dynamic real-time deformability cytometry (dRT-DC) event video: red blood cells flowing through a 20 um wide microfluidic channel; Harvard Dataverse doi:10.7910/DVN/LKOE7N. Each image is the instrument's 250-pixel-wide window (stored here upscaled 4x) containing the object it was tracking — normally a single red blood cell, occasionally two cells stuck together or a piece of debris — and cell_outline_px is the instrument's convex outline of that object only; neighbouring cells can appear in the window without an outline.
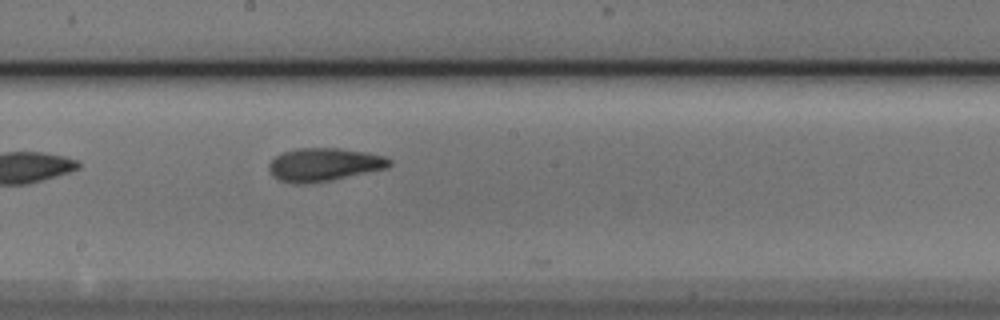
{"species": "Egyptian fruit bat (a non-hibernating species)", "species_latin": "Rousettus aegyptiacus", "temperature_condition": "cold", "stored_images_in_passage": 6, "camera_frame_rate_fps": 3000, "um_per_image_px": 0.085, "animal": {"sex": "male"}, "frame": {"image": 1, "passage_image": 6, "time_ms": 1.667, "image_size_px": [1000, 320], "cell_outline_px": [[392, 164], [388, 168], [332, 180], [304, 184], [296, 184], [280, 180], [272, 176], [268, 168], [268, 164], [276, 156], [284, 152], [296, 148], [340, 148], [368, 152], [384, 156], [392, 160]], "centroid_in_image_um": [27.56, 13.99], "position_along_channel_um": 220.6, "area_um2": 23.47}}